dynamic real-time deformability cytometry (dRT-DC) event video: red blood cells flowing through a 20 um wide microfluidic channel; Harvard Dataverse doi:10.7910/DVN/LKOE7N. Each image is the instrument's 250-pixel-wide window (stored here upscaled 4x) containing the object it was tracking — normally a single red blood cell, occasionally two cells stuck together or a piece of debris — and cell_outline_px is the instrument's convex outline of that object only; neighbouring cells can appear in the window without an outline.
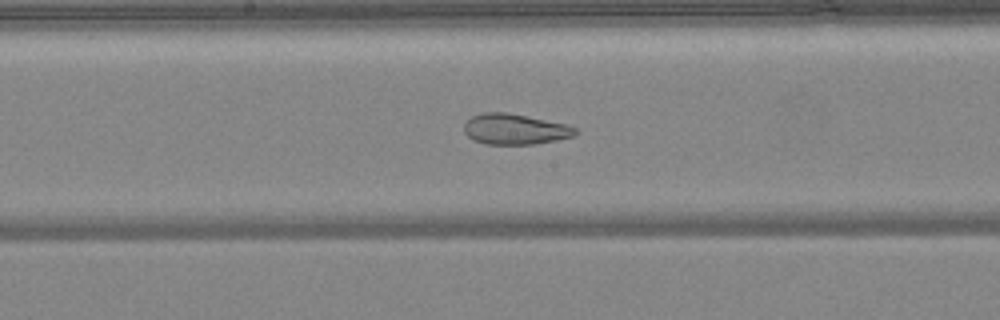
{"species": "common noctule bat (a hibernating species)", "species_latin": "Nyctalus noctula", "temperature_condition": "warm", "stored_images_in_passage": 49, "camera_frame_rate_fps": 3000, "um_per_image_px": 0.085, "animal": {"sex": "female", "body_mass_g": 24.6, "forearm_length_mm": 56.2}, "frame": {"image": 1, "passage_image": 26, "time_ms": 8.333, "image_size_px": [1000, 320], "cell_outline_px": [[580, 132], [572, 136], [556, 140], [536, 144], [484, 144], [472, 140], [464, 132], [464, 124], [472, 116], [484, 112], [504, 112], [568, 124], [576, 128]], "centroid_in_image_um": [43.77, 10.99], "position_along_channel_um": 204.4, "area_um2": 19.88}}
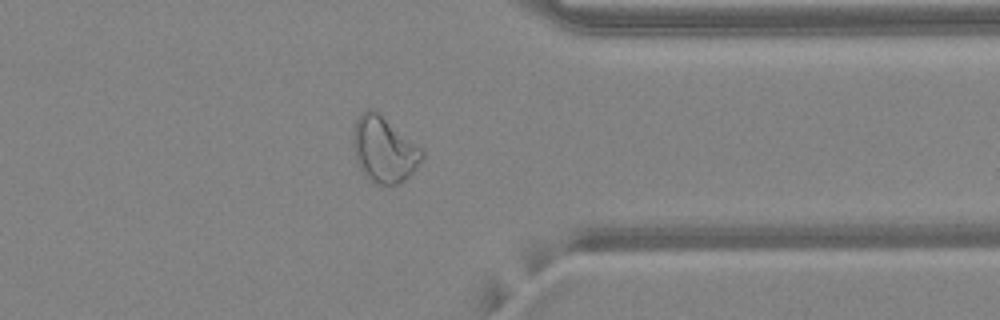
{"frame": {"image": 2, "passage_image": 39, "time_ms": 12.667, "image_size_px": [1000, 320], "cell_outline_px": [[424, 156], [416, 168], [400, 184], [376, 184], [364, 176], [356, 164], [352, 144], [352, 132], [356, 120], [360, 112], [364, 108], [372, 108], [420, 148], [424, 152]], "centroid_in_image_um": [32.57, 12.72], "position_along_channel_um": 378.8, "area_um2": 26.36}}
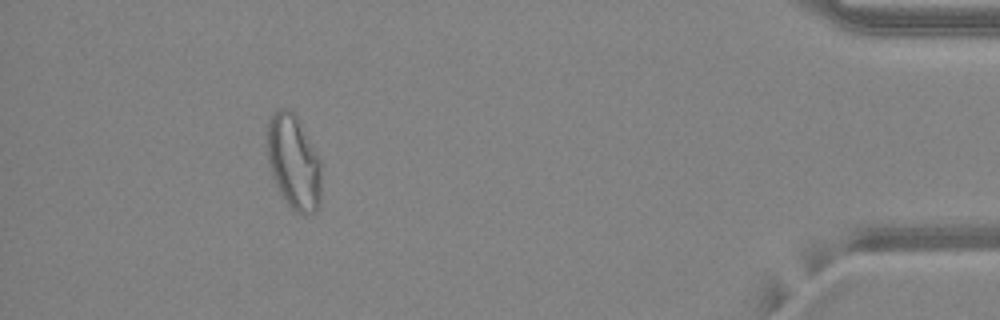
{"frame": {"image": 3, "passage_image": 45, "time_ms": 14.667, "image_size_px": [1000, 320], "cell_outline_px": [[320, 204], [316, 212], [304, 216], [296, 212], [288, 204], [280, 192], [272, 176], [268, 160], [264, 140], [268, 120], [272, 112], [276, 108], [288, 108], [300, 120], [320, 156]], "centroid_in_image_um": [24.94, 13.72], "position_along_channel_um": 410.3, "area_um2": 30.75}, "authors_computed_cell_mechanics": {"area_um2": 28.033, "velocity_mm_per_s": 4.2002, "shape_relaxation_time_tau1_ms": null, "shape_relaxation_time_tau2_ms": 1.8749, "deformation_change_tau1": null, "deformation_change_tau2": 0.0902}}